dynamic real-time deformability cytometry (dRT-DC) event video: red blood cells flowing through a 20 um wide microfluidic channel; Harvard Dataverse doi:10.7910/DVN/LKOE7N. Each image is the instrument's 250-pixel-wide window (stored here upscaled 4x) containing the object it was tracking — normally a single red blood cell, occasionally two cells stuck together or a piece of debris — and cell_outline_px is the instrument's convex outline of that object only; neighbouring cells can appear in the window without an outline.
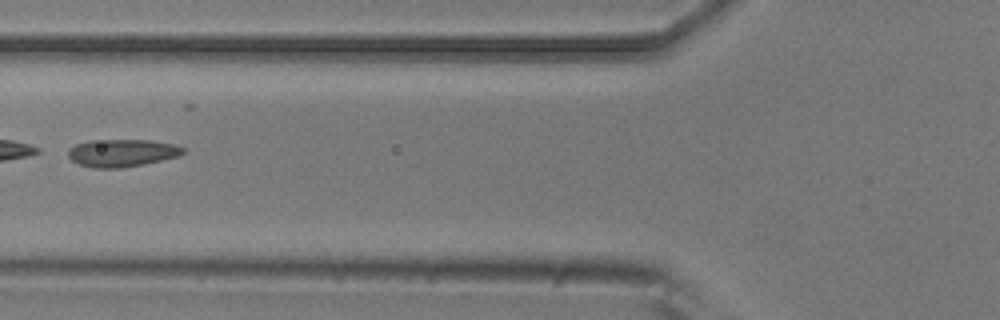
{"species": "common noctule bat (a hibernating species)", "species_latin": "Nyctalus noctula", "temperature_condition": "room temperature", "stored_images_in_passage": 6, "camera_frame_rate_fps": 3000, "um_per_image_px": 0.085, "animal": {"sex": "male", "body_mass_g": 20.5, "forearm_length_mm": 52.5}, "frame": {"image": 1, "passage_image": 3, "time_ms": 0.667, "image_size_px": [1000, 320], "cell_outline_px": [[184, 152], [180, 156], [144, 164], [120, 168], [92, 168], [80, 164], [72, 160], [68, 156], [68, 148], [76, 144], [92, 140], [152, 140], [176, 144], [184, 148]], "centroid_in_image_um": [10.39, 12.99], "position_along_channel_um": 115.4, "area_um2": 18.55}}
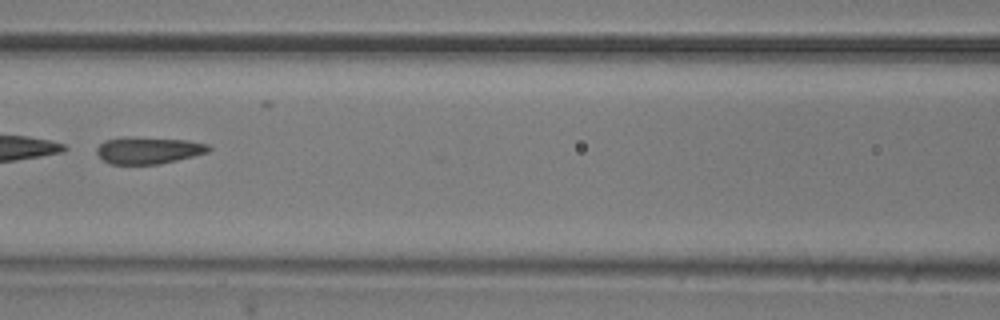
{"frame": {"image": 2, "passage_image": 4, "time_ms": 1.0, "image_size_px": [1000, 320], "cell_outline_px": [[212, 148], [208, 152], [160, 164], [108, 164], [96, 152], [96, 148], [104, 140], [124, 136], [132, 136], [188, 140], [208, 144]], "centroid_in_image_um": [12.59, 12.76], "position_along_channel_um": 154.0, "area_um2": 17.74}}
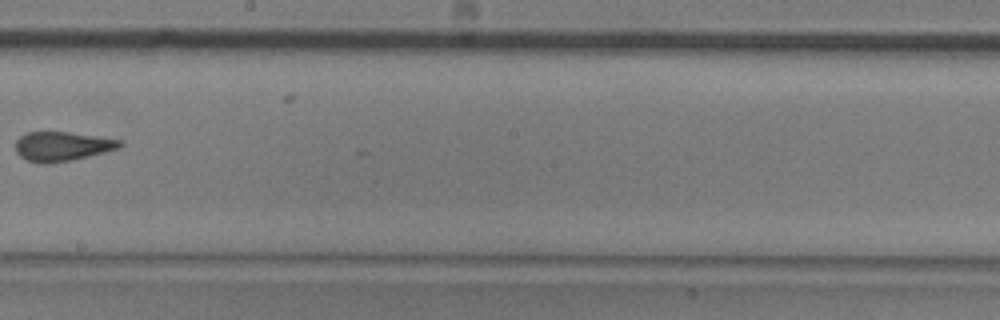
{"frame": {"image": 3, "passage_image": 6, "time_ms": 1.667, "image_size_px": [1000, 320], "cell_outline_px": [[124, 144], [120, 148], [72, 160], [48, 164], [40, 164], [28, 160], [20, 156], [16, 152], [16, 140], [20, 136], [28, 132], [68, 132], [96, 136], [120, 140]], "centroid_in_image_um": [5.27, 12.44], "position_along_channel_um": 242.9, "area_um2": 17.8}}